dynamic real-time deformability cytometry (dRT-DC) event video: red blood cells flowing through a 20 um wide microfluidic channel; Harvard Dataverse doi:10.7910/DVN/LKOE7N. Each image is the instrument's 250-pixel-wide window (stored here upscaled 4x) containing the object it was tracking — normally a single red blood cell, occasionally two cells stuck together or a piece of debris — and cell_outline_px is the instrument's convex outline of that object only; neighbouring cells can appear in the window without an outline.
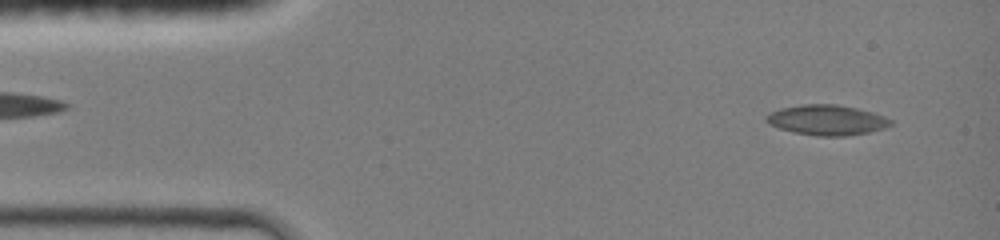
{"species": "common noctule bat (a hibernating species)", "species_latin": "Nyctalus noctula", "temperature_condition": "room temperature", "stored_images_in_passage": 42, "camera_frame_rate_fps": 3000, "um_per_image_px": 0.085, "animal": {"sex": "female", "body_mass_g": 19.0, "forearm_length_mm": 51.5}, "frame": {"image": 1, "passage_image": 2, "time_ms": 0.333, "image_size_px": [1000, 240], "cell_outline_px": [[892, 124], [884, 128], [868, 132], [844, 136], [816, 136], [792, 132], [768, 124], [764, 120], [764, 116], [768, 112], [780, 108], [804, 104], [836, 104], [856, 108], [872, 112], [884, 116], [892, 120]], "centroid_in_image_um": [70.23, 10.2], "position_along_channel_um": 14.8, "area_um2": 22.02}}
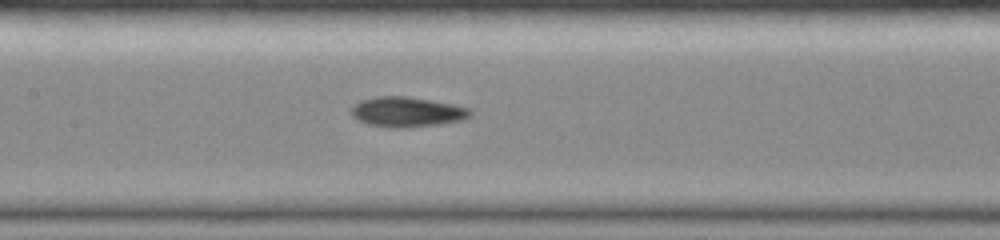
{"frame": {"image": 2, "passage_image": 19, "time_ms": 6.0, "image_size_px": [1000, 240], "cell_outline_px": [[472, 116], [464, 120], [440, 124], [408, 128], [388, 128], [368, 124], [356, 120], [352, 116], [352, 108], [360, 100], [376, 96], [404, 96], [452, 104], [468, 108], [472, 112]], "centroid_in_image_um": [34.59, 9.53], "position_along_channel_um": 172.8, "area_um2": 20.92}}
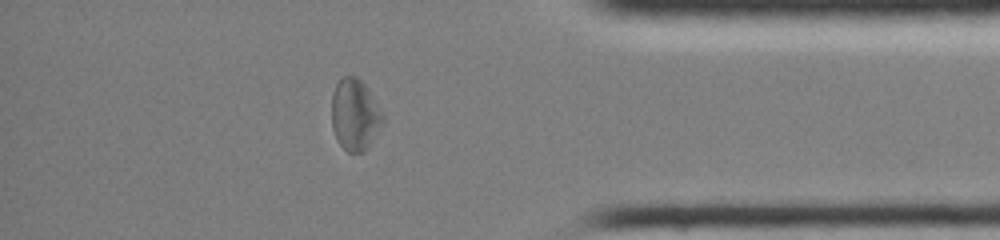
{"frame": {"image": 3, "passage_image": 36, "time_ms": 11.667, "image_size_px": [1000, 240], "cell_outline_px": [[384, 120], [364, 152], [348, 152], [336, 140], [332, 128], [332, 92], [340, 76], [356, 76], [364, 84], [372, 96], [384, 116]], "centroid_in_image_um": [30.13, 9.73], "position_along_channel_um": 405.1, "area_um2": 21.1}, "authors_computed_cell_mechanics": {"area_um2": 20.6924, "velocity_mm_per_s": 4.3194, "shape_relaxation_time_tau1_ms": 3.8258, "shape_relaxation_time_tau2_ms": 2.5727, "deformation_change_tau1": 0.1649, "deformation_change_tau2": 0.1075}}